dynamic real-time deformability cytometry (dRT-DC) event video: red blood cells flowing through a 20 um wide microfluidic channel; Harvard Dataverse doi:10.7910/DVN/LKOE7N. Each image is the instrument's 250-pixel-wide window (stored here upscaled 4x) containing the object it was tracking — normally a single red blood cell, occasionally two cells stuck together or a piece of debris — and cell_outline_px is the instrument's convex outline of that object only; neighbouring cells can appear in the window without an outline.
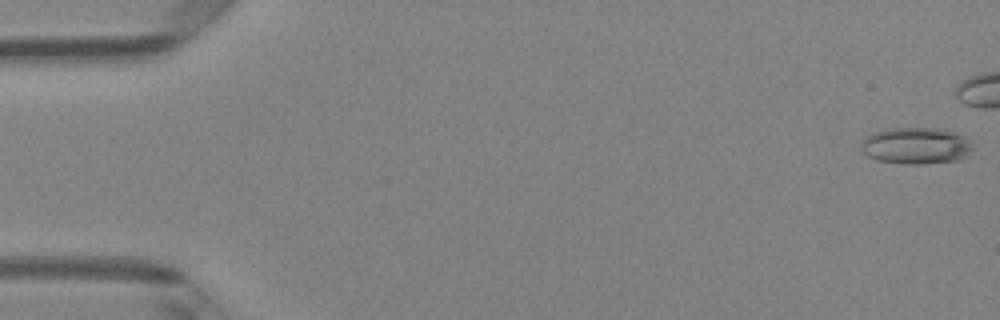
{"species": "Egyptian fruit bat (a non-hibernating species)", "species_latin": "Rousettus aegyptiacus", "temperature_condition": "room temperature", "stored_images_in_passage": 6, "camera_frame_rate_fps": 3000, "um_per_image_px": 0.085, "animal": {"sex": "female"}, "frame": {"image": 1, "passage_image": 1, "time_ms": 0.0, "image_size_px": [1000, 320], "cell_outline_px": [[976, 148], [964, 156], [956, 160], [920, 164], [904, 164], [880, 160], [868, 156], [860, 148], [860, 144], [872, 132], [888, 128], [940, 128], [964, 136]], "centroid_in_image_um": [77.86, 12.38], "position_along_channel_um": 7.1, "area_um2": 23.7}}